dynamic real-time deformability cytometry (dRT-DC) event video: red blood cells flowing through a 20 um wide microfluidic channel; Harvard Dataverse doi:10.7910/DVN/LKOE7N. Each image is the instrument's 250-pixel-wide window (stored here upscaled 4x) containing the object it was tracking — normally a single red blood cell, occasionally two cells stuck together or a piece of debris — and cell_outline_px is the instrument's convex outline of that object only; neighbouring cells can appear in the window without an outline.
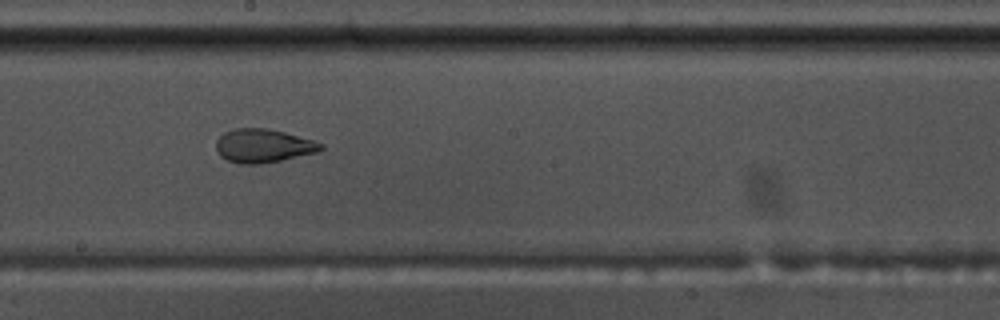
{"species": "common noctule bat (a hibernating species)", "species_latin": "Nyctalus noctula", "temperature_condition": "warm", "stored_images_in_passage": 51, "camera_frame_rate_fps": 3000, "um_per_image_px": 0.085, "animal": {"sex": "male", "body_mass_g": 17.5, "forearm_length_mm": 52.3}, "frame": {"image": 1, "passage_image": 26, "time_ms": 8.333, "image_size_px": [1000, 320], "cell_outline_px": [[324, 148], [316, 152], [280, 160], [260, 164], [240, 164], [228, 160], [220, 156], [216, 152], [216, 140], [224, 132], [236, 128], [268, 128], [316, 140], [324, 144]], "centroid_in_image_um": [22.37, 12.38], "position_along_channel_um": 225.8, "area_um2": 20.58}}
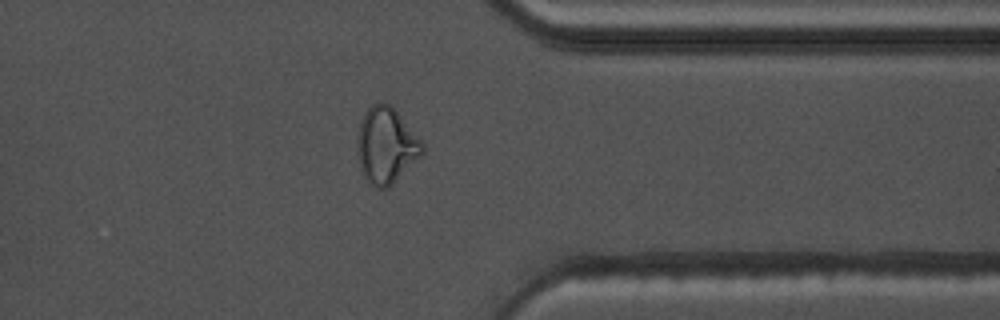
{"frame": {"image": 2, "passage_image": 39, "time_ms": 12.667, "image_size_px": [1000, 320], "cell_outline_px": [[424, 152], [388, 188], [380, 188], [368, 184], [360, 168], [356, 152], [356, 140], [360, 120], [364, 112], [372, 104], [392, 104], [424, 144]], "centroid_in_image_um": [32.79, 12.35], "position_along_channel_um": 378.6, "area_um2": 28.96}}
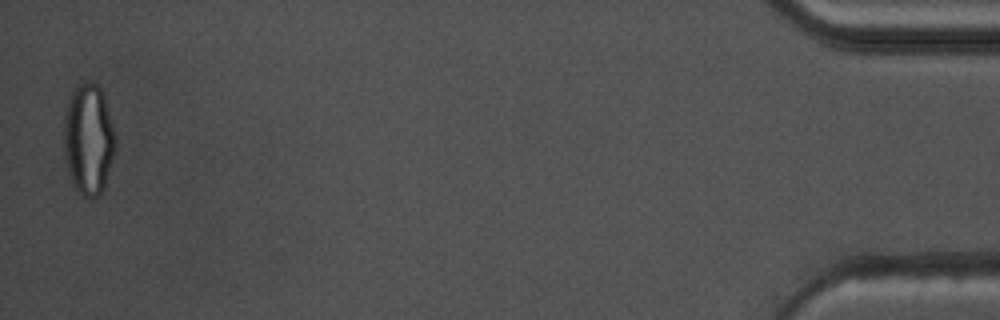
{"frame": {"image": 3, "passage_image": 50, "time_ms": 16.333, "image_size_px": [1000, 320], "cell_outline_px": [[116, 148], [104, 188], [96, 196], [84, 196], [76, 188], [72, 180], [68, 168], [64, 152], [64, 116], [68, 104], [76, 88], [80, 84], [96, 84], [100, 88], [104, 96], [116, 140]], "centroid_in_image_um": [7.54, 11.87], "position_along_channel_um": 427.7, "area_um2": 32.43}, "authors_computed_cell_mechanics": {"area_um2": 24.276, "velocity_mm_per_s": 3.6639, "shape_relaxation_time_tau1_ms": null, "shape_relaxation_time_tau2_ms": 1.6076, "deformation_change_tau1": null, "deformation_change_tau2": 0.0787}}